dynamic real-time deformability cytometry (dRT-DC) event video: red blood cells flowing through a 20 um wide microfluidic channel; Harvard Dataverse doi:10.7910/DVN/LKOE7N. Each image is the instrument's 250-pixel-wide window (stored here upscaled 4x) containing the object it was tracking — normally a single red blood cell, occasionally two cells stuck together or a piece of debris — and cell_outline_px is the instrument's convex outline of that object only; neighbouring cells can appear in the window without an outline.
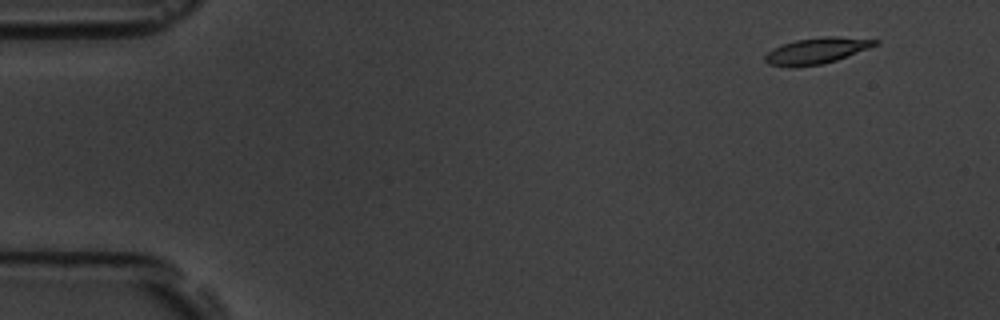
{"species": "common noctule bat (a hibernating species)", "species_latin": "Nyctalus noctula", "temperature_condition": "room temperature", "stored_images_in_passage": 9, "camera_frame_rate_fps": 3000, "um_per_image_px": 0.085, "animal": {"sex": "male", "body_mass_g": 19.5, "forearm_length_mm": 54.6}, "frame": {"image": 1, "passage_image": 2, "time_ms": 1.0, "image_size_px": [1000, 320], "cell_outline_px": [[880, 44], [836, 60], [820, 64], [792, 68], [788, 68], [768, 64], [764, 60], [764, 56], [772, 48], [796, 40], [824, 36], [836, 36], [880, 40]], "centroid_in_image_um": [69.4, 4.32], "position_along_channel_um": 15.6, "area_um2": 16.82}}
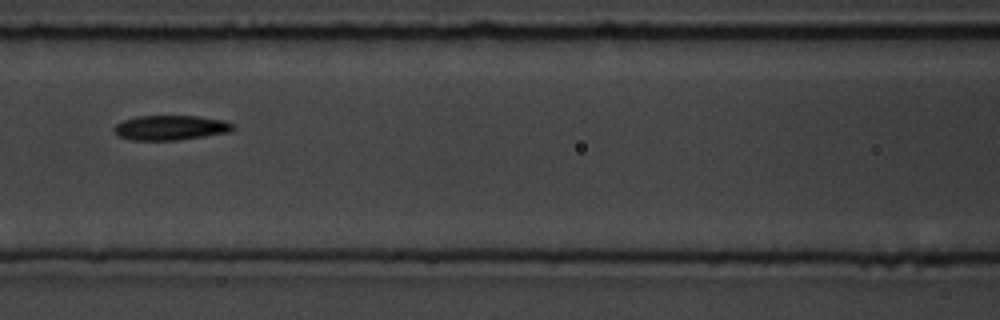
{"frame": {"image": 2, "passage_image": 7, "time_ms": 8.0, "image_size_px": [1000, 320], "cell_outline_px": [[236, 128], [232, 132], [176, 140], [128, 140], [116, 136], [112, 132], [112, 128], [116, 124], [124, 120], [136, 116], [196, 116], [224, 120], [232, 124]], "centroid_in_image_um": [14.45, 10.86], "position_along_channel_um": 152.2, "area_um2": 17.4}}
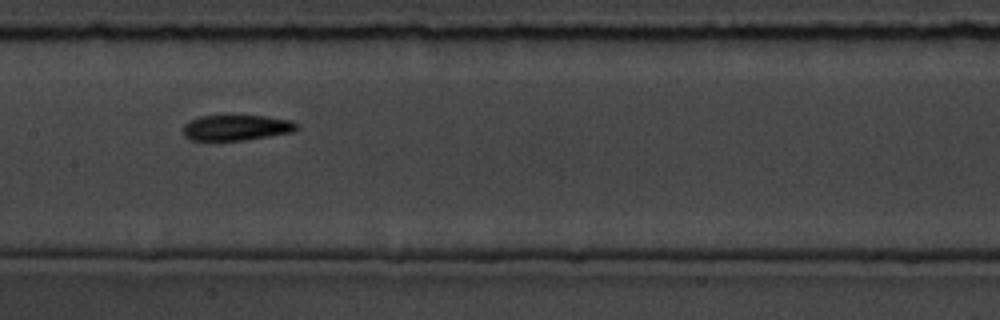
{"frame": {"image": 3, "passage_image": 8, "time_ms": 9.0, "image_size_px": [1000, 320], "cell_outline_px": [[300, 128], [292, 132], [244, 140], [188, 140], [184, 136], [184, 124], [200, 116], [232, 112], [264, 116], [292, 120]], "centroid_in_image_um": [20.08, 10.79], "position_along_channel_um": 187.3, "area_um2": 17.69}}